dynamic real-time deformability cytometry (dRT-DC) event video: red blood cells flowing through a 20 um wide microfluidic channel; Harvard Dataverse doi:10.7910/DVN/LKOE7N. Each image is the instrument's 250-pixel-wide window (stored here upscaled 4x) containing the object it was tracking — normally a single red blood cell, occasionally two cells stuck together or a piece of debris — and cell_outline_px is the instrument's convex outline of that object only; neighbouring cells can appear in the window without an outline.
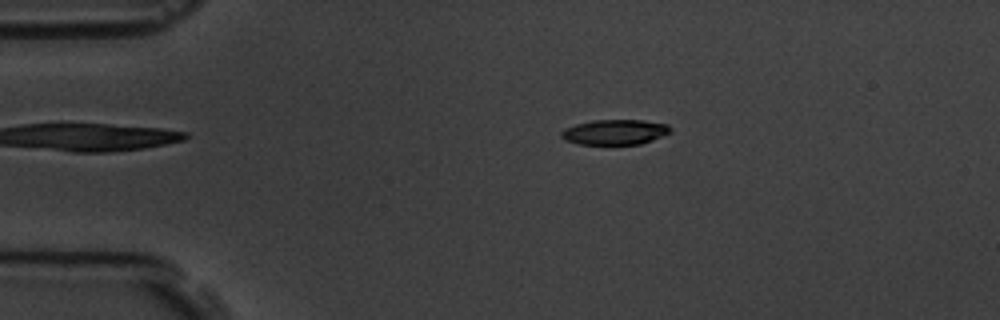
{"species": "common noctule bat (a hibernating species)", "species_latin": "Nyctalus noctula", "temperature_condition": "room temperature", "stored_images_in_passage": 9, "camera_frame_rate_fps": 3000, "um_per_image_px": 0.085, "animal": {"sex": "male", "body_mass_g": 19.5, "forearm_length_mm": 54.6}, "frame": {"image": 1, "passage_image": 3, "time_ms": 2.0, "image_size_px": [1000, 320], "cell_outline_px": [[672, 132], [652, 140], [640, 144], [580, 144], [564, 140], [560, 136], [560, 132], [564, 128], [576, 124], [592, 120], [640, 120], [668, 124], [672, 128]], "centroid_in_image_um": [52.26, 11.22], "position_along_channel_um": 32.7, "area_um2": 16.07}}
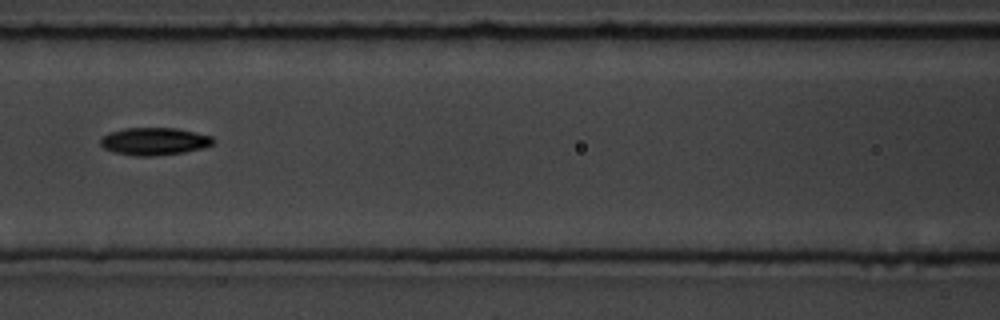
{"frame": {"image": 2, "passage_image": 7, "time_ms": 6.667, "image_size_px": [1000, 320], "cell_outline_px": [[216, 140], [212, 144], [204, 148], [184, 152], [152, 156], [136, 156], [112, 152], [104, 148], [100, 144], [100, 140], [108, 132], [124, 128], [176, 128], [196, 132], [212, 136]], "centroid_in_image_um": [13.12, 12.01], "position_along_channel_um": 153.5, "area_um2": 18.21}}
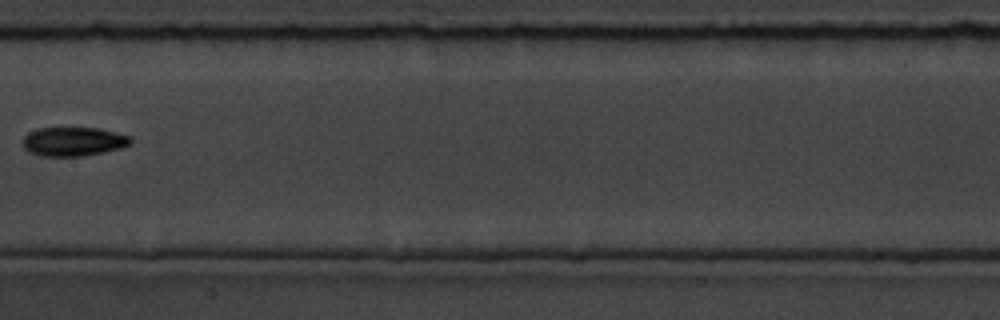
{"frame": {"image": 3, "passage_image": 8, "time_ms": 8.0, "image_size_px": [1000, 320], "cell_outline_px": [[132, 140], [128, 144], [120, 148], [80, 156], [40, 156], [28, 152], [24, 148], [20, 140], [28, 132], [40, 128], [100, 128], [132, 136]], "centroid_in_image_um": [6.18, 12.02], "position_along_channel_um": 201.2, "area_um2": 18.26}}